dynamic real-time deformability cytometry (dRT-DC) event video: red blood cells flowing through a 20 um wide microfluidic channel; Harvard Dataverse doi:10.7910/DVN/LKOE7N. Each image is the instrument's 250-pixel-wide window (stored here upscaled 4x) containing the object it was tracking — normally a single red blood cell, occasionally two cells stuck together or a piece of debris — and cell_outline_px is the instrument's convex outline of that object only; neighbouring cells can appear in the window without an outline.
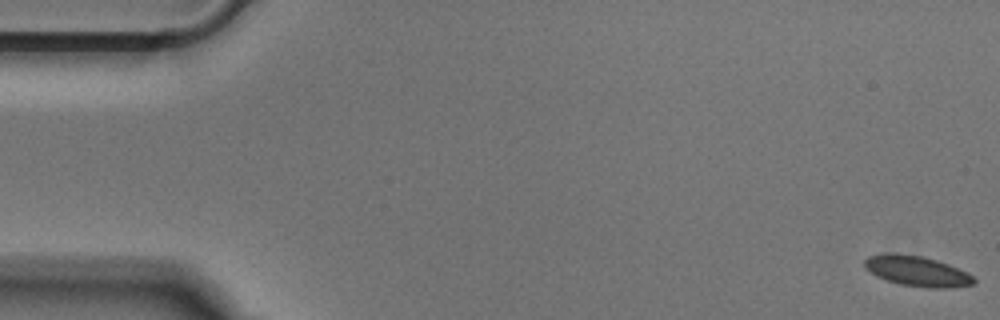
{"species": "Egyptian fruit bat (a non-hibernating species)", "species_latin": "Rousettus aegyptiacus", "temperature_condition": "cold", "stored_images_in_passage": 53, "camera_frame_rate_fps": 3000, "um_per_image_px": 0.085, "animal": {"sex": "male"}, "frame": {"image": 1, "passage_image": 1, "time_ms": 0.0, "image_size_px": [1000, 320], "cell_outline_px": [[976, 284], [948, 288], [932, 288], [900, 284], [876, 276], [864, 268], [864, 260], [868, 256], [892, 252], [900, 252], [920, 256], [936, 260], [948, 264], [968, 272], [976, 280]], "centroid_in_image_um": [77.94, 23.03], "position_along_channel_um": 7.1, "area_um2": 19.42}}
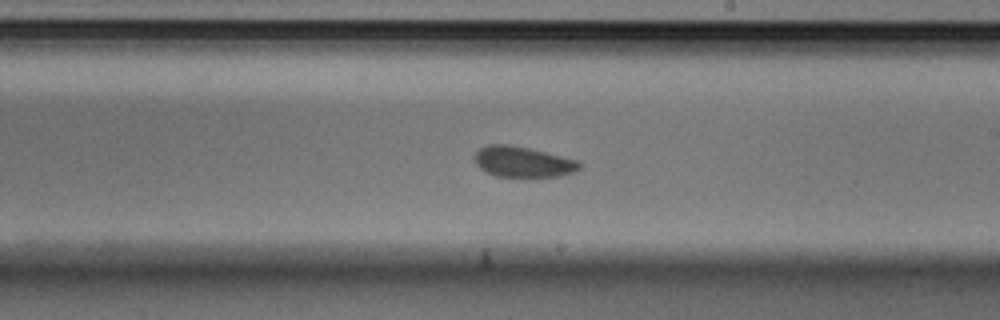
{"frame": {"image": 2, "passage_image": 30, "time_ms": 9.667, "image_size_px": [1000, 320], "cell_outline_px": [[580, 168], [572, 172], [560, 176], [496, 176], [484, 172], [476, 164], [472, 156], [480, 148], [488, 144], [508, 144], [528, 148], [576, 160], [580, 164]], "centroid_in_image_um": [44.36, 13.75], "position_along_channel_um": 244.6, "area_um2": 18.5}}
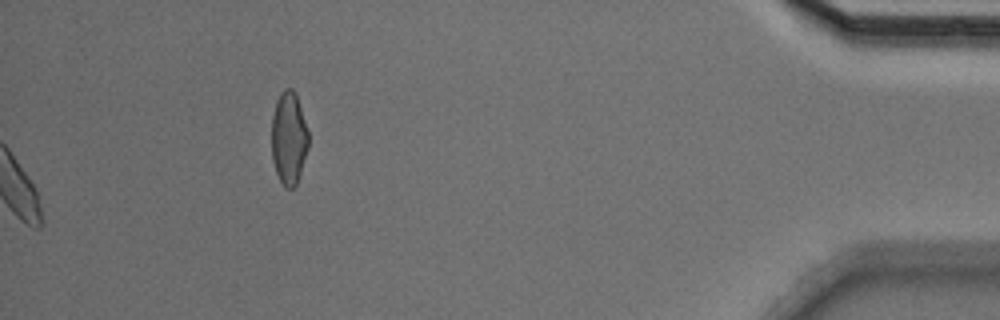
{"frame": {"image": 3, "passage_image": 53, "time_ms": 17.333, "image_size_px": [1000, 320], "cell_outline_px": [[308, 148], [296, 184], [292, 188], [284, 188], [276, 172], [272, 160], [272, 116], [276, 100], [280, 92], [284, 88], [292, 88], [296, 92], [308, 132]], "centroid_in_image_um": [24.54, 11.71], "position_along_channel_um": 410.7, "area_um2": 19.94}}